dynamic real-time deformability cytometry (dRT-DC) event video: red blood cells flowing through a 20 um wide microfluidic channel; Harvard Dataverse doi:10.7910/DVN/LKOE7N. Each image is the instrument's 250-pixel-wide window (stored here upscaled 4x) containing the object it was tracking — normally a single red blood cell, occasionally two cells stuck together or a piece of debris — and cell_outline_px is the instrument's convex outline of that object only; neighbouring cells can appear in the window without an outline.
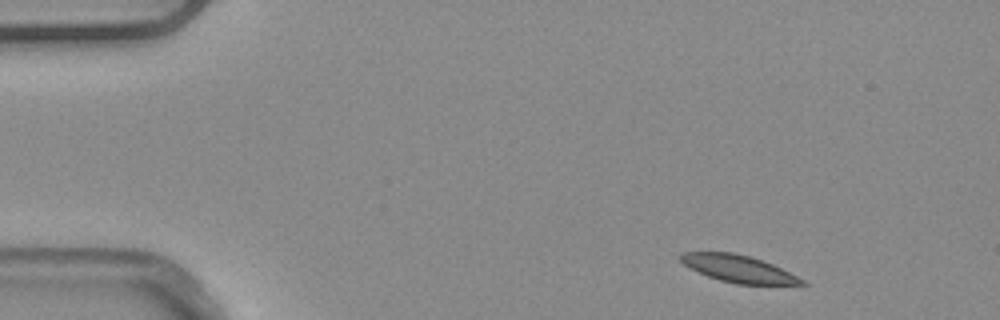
{"species": "common noctule bat (a hibernating species)", "species_latin": "Nyctalus noctula", "temperature_condition": "warm", "stored_images_in_passage": 5, "camera_frame_rate_fps": 3000, "um_per_image_px": 0.085, "animal": {"sex": "male", "body_mass_g": 20.4}, "frame": {"image": 1, "passage_image": 1, "time_ms": 0.0, "image_size_px": [1000, 320], "cell_outline_px": [[808, 284], [736, 284], [720, 280], [708, 276], [684, 264], [676, 256], [684, 252], [732, 252], [748, 256], [772, 264], [804, 280]], "centroid_in_image_um": [62.72, 22.83], "position_along_channel_um": 22.3, "area_um2": 18.73}}
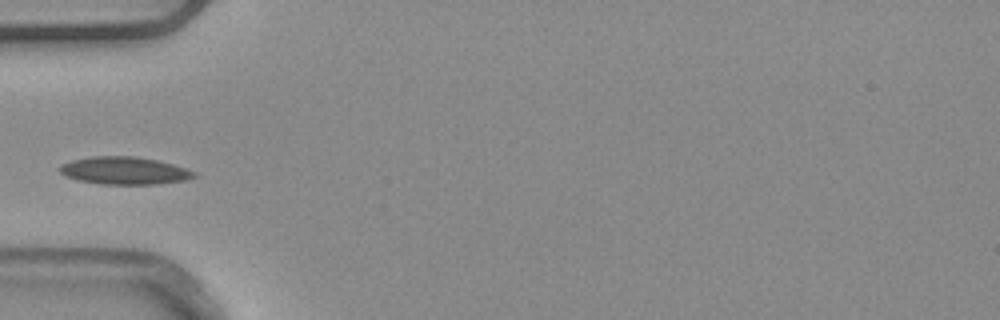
{"frame": {"image": 2, "passage_image": 3, "time_ms": 0.667, "image_size_px": [1000, 320], "cell_outline_px": [[196, 176], [188, 180], [160, 184], [100, 184], [76, 180], [64, 176], [56, 168], [60, 164], [72, 160], [92, 156], [136, 156], [156, 160], [172, 164], [196, 172]], "centroid_in_image_um": [10.53, 14.51], "position_along_channel_um": 74.5, "area_um2": 21.85}}
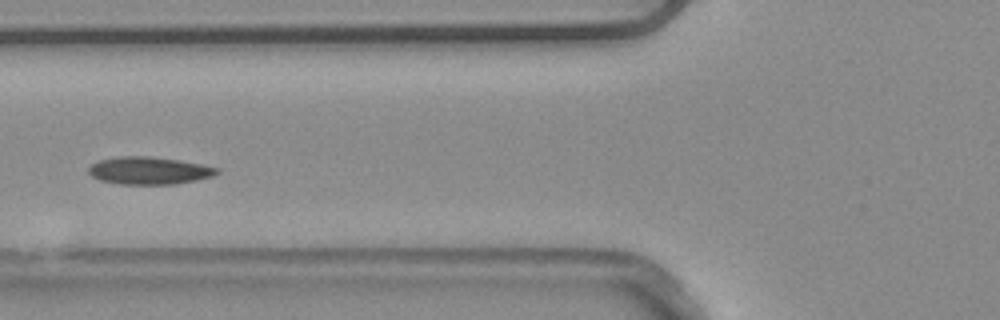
{"frame": {"image": 3, "passage_image": 4, "time_ms": 1.0, "image_size_px": [1000, 320], "cell_outline_px": [[220, 172], [212, 176], [196, 180], [176, 184], [120, 184], [100, 180], [92, 176], [88, 172], [88, 168], [92, 164], [100, 160], [120, 156], [148, 156], [180, 160], [204, 164], [220, 168]], "centroid_in_image_um": [12.71, 14.5], "position_along_channel_um": 113.1, "area_um2": 20.63}}